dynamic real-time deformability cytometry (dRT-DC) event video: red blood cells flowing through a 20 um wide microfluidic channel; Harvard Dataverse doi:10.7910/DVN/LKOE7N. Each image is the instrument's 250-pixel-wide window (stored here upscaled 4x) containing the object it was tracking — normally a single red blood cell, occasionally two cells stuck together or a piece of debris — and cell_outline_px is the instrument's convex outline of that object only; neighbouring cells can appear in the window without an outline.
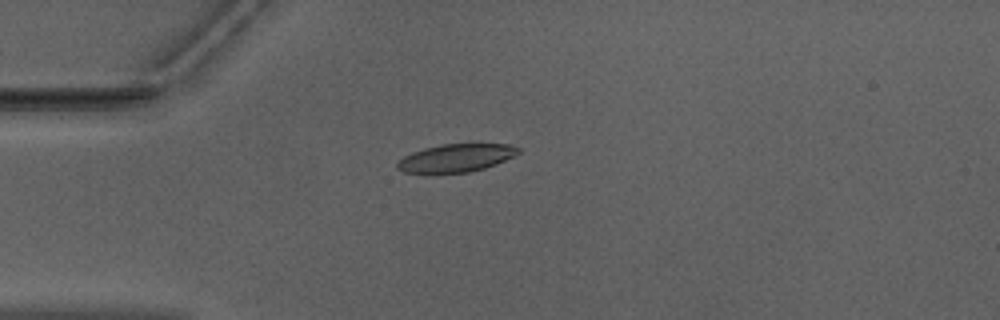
{"species": "Egyptian fruit bat (a non-hibernating species)", "species_latin": "Rousettus aegyptiacus", "temperature_condition": "warm", "stored_images_in_passage": 39, "camera_frame_rate_fps": 3000, "um_per_image_px": 0.085, "animal": {"sex": "male"}, "frame": {"image": 1, "passage_image": 1, "time_ms": 0.0, "image_size_px": [1000, 320], "cell_outline_px": [[520, 152], [496, 164], [484, 168], [468, 172], [404, 172], [396, 168], [396, 164], [404, 156], [412, 152], [424, 148], [440, 144], [508, 144], [520, 148]], "centroid_in_image_um": [38.76, 13.41], "position_along_channel_um": 46.2, "area_um2": 19.36}}
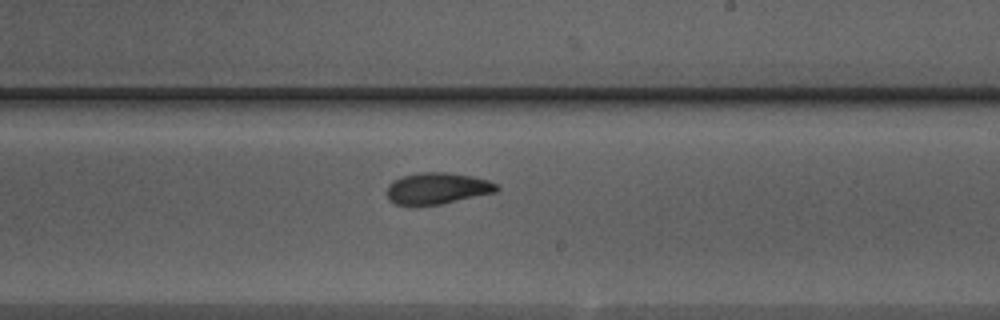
{"frame": {"image": 2, "passage_image": 18, "time_ms": 5.667, "image_size_px": [1000, 320], "cell_outline_px": [[500, 188], [496, 192], [440, 204], [408, 208], [396, 204], [388, 200], [388, 184], [400, 176], [420, 172], [444, 172], [472, 176], [488, 180], [496, 184]], "centroid_in_image_um": [37.11, 16.04], "position_along_channel_um": 251.9, "area_um2": 20.52}}
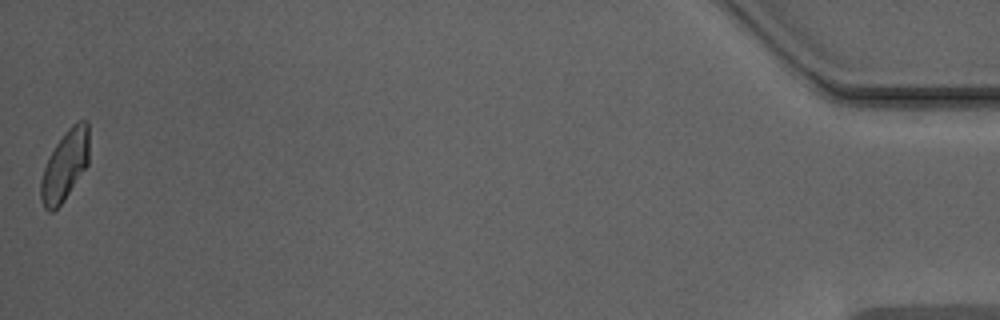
{"frame": {"image": 3, "passage_image": 39, "time_ms": 12.667, "image_size_px": [1000, 320], "cell_outline_px": [[88, 164], [64, 200], [52, 212], [48, 212], [44, 208], [40, 200], [40, 180], [48, 156], [56, 144], [68, 128], [72, 124], [80, 120], [88, 120]], "centroid_in_image_um": [5.5, 14.07], "position_along_channel_um": 429.7, "area_um2": 19.71}, "authors_computed_cell_mechanics": {"area_um2": 20.23, "velocity_mm_per_s": 3.9514, "shape_relaxation_time_tau1_ms": 7.0066, "shape_relaxation_time_tau2_ms": 2.4191, "deformation_change_tau1": 0.1878, "deformation_change_tau2": 0.0682}}